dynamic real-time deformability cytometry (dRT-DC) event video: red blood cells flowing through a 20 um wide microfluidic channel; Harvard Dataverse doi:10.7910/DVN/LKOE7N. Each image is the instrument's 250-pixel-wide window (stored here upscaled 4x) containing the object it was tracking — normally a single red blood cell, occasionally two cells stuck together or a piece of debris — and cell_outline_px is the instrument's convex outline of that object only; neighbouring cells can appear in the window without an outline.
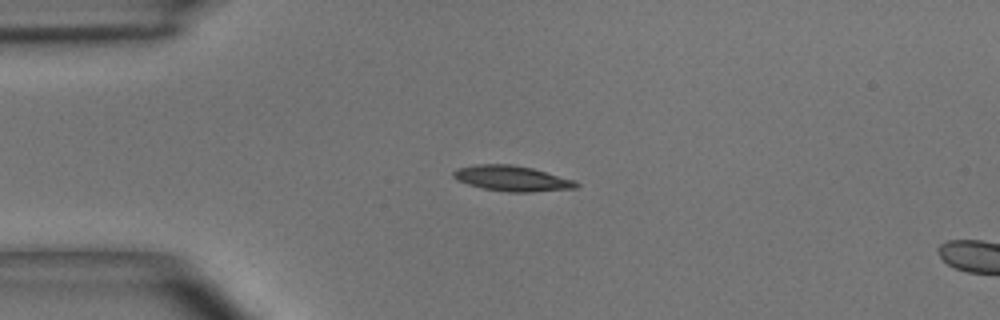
{"species": "common noctule bat (a hibernating species)", "species_latin": "Nyctalus noctula", "temperature_condition": "room temperature", "stored_images_in_passage": 4, "camera_frame_rate_fps": 3000, "um_per_image_px": 0.085, "animal": {"sex": "male", "body_mass_g": 15.6}, "frame": {"image": 1, "passage_image": 1, "time_ms": 0.0, "image_size_px": [1000, 320], "cell_outline_px": [[580, 184], [576, 188], [532, 192], [508, 192], [484, 188], [468, 184], [456, 180], [452, 176], [452, 172], [456, 168], [476, 164], [512, 164], [532, 168], [572, 180]], "centroid_in_image_um": [43.46, 15.16], "position_along_channel_um": 41.5, "area_um2": 18.09}}